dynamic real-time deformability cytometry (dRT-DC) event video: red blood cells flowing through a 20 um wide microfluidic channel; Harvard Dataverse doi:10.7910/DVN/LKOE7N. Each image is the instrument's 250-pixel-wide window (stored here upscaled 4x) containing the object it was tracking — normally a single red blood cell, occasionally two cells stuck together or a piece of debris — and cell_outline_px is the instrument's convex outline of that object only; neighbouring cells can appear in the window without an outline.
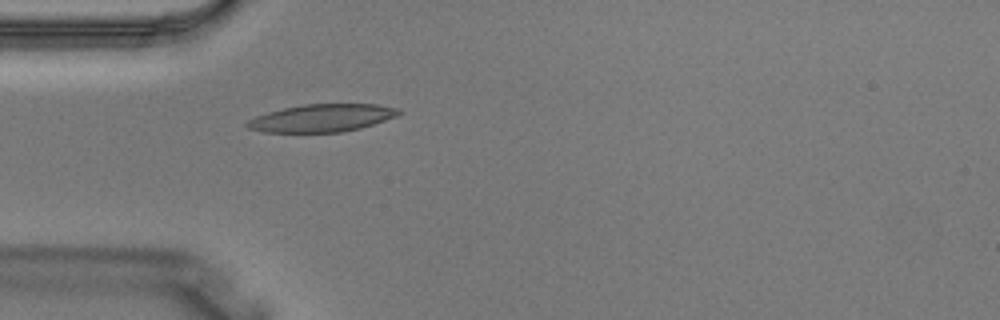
{"species": "Egyptian fruit bat (a non-hibernating species)", "species_latin": "Rousettus aegyptiacus", "temperature_condition": "warm", "stored_images_in_passage": 1, "camera_frame_rate_fps": 3000, "um_per_image_px": 0.085, "animal": {"sex": "male"}, "frame": {"image": 1, "passage_image": 1, "time_ms": 0.0, "image_size_px": [1000, 320], "cell_outline_px": [[400, 112], [396, 116], [360, 128], [340, 132], [264, 132], [248, 128], [244, 124], [248, 120], [256, 116], [268, 112], [284, 108], [304, 104], [376, 104], [396, 108]], "centroid_in_image_um": [27.31, 10.03], "position_along_channel_um": 57.7, "area_um2": 24.1}}